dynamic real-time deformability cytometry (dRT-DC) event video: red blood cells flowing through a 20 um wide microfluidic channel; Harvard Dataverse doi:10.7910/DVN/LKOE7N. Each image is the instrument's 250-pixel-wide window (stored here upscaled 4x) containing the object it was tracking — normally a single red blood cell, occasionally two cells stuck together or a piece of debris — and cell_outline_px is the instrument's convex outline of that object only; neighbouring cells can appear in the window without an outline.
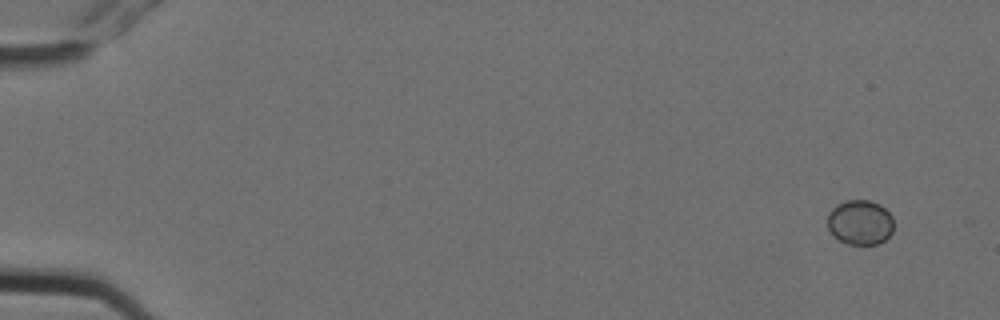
{"species": "Egyptian fruit bat (a non-hibernating species)", "species_latin": "Rousettus aegyptiacus", "temperature_condition": "cold", "stored_images_in_passage": 5, "camera_frame_rate_fps": 3000, "um_per_image_px": 0.085, "animal": {"sex": "female"}, "frame": {"image": 1, "passage_image": 1, "time_ms": 0.0, "image_size_px": [1000, 320], "cell_outline_px": [[892, 232], [884, 240], [876, 244], [848, 244], [832, 236], [828, 228], [828, 212], [836, 204], [848, 200], [868, 200], [880, 204], [892, 216]], "centroid_in_image_um": [73.08, 18.89], "position_along_channel_um": 11.9, "area_um2": 17.28}}